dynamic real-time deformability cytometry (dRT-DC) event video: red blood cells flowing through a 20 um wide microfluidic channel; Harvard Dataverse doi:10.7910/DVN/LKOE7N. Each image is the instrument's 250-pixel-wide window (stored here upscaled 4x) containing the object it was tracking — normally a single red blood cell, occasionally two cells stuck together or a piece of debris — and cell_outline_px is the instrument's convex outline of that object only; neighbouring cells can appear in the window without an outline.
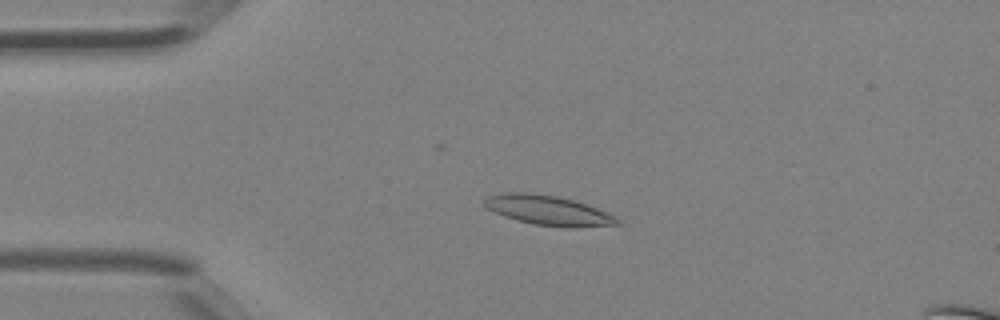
{"species": "Egyptian fruit bat (a non-hibernating species)", "species_latin": "Rousettus aegyptiacus", "temperature_condition": "room temperature", "stored_images_in_passage": 42, "camera_frame_rate_fps": 3000, "um_per_image_px": 0.085, "animal": {"sex": "female"}, "frame": {"image": 1, "passage_image": 10, "time_ms": 3.0, "image_size_px": [1000, 320], "cell_outline_px": [[624, 224], [572, 228], [564, 228], [536, 224], [504, 216], [488, 208], [484, 204], [484, 200], [488, 196], [504, 192], [532, 192], [556, 196], [576, 200], [616, 216]], "centroid_in_image_um": [46.66, 17.88], "position_along_channel_um": 38.3, "area_um2": 23.06}}
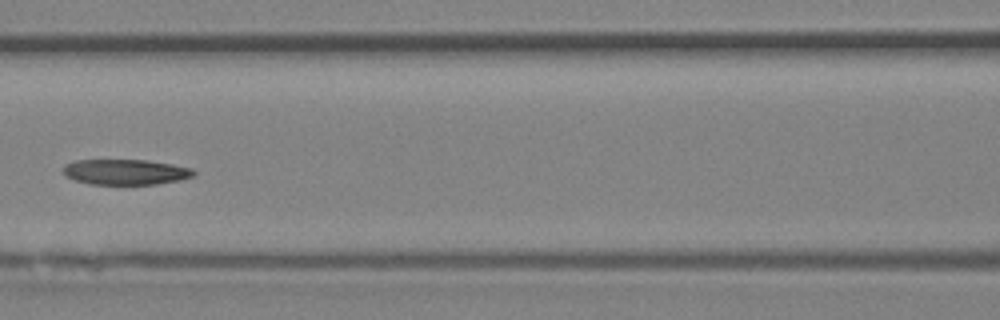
{"frame": {"image": 2, "passage_image": 19, "time_ms": 6.0, "image_size_px": [1000, 320], "cell_outline_px": [[196, 176], [180, 180], [156, 184], [88, 184], [64, 176], [64, 164], [72, 160], [148, 160], [172, 164], [192, 168], [196, 172]], "centroid_in_image_um": [10.68, 14.61], "position_along_channel_um": 155.9, "area_um2": 19.54}}
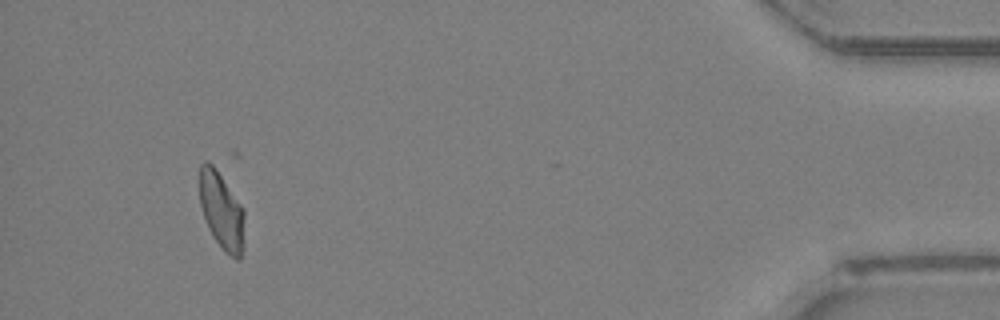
{"frame": {"image": 3, "passage_image": 39, "time_ms": 12.667, "image_size_px": [1000, 320], "cell_outline_px": [[244, 244], [240, 260], [236, 260], [212, 236], [204, 216], [200, 204], [200, 164], [204, 160], [208, 160], [216, 164], [244, 208]], "centroid_in_image_um": [18.85, 17.81], "position_along_channel_um": 416.3, "area_um2": 20.63}}